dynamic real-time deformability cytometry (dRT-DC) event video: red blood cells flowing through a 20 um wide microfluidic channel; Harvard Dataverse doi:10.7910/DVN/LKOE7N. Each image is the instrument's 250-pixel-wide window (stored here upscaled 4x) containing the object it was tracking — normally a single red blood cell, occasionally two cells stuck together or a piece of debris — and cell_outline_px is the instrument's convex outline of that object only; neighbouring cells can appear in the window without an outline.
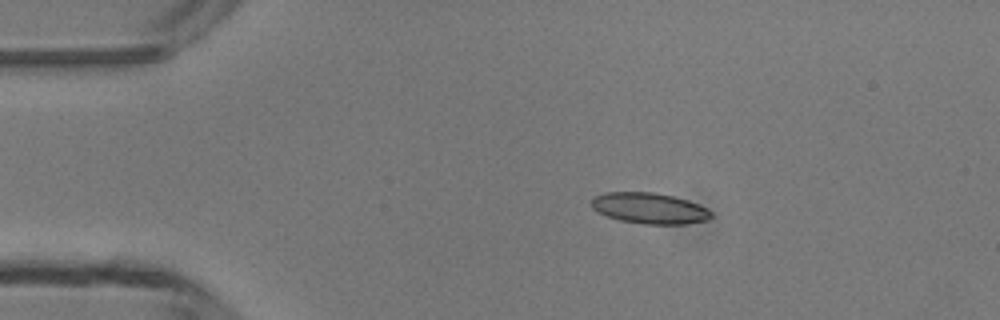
{"species": "common noctule bat (a hibernating species)", "species_latin": "Nyctalus noctula", "temperature_condition": "room temperature", "stored_images_in_passage": 6, "camera_frame_rate_fps": 3000, "um_per_image_px": 0.085, "animal": {"sex": "male", "body_mass_g": 13.3}, "frame": {"image": 1, "passage_image": 3, "time_ms": 2.333, "image_size_px": [1000, 320], "cell_outline_px": [[712, 216], [708, 220], [688, 224], [644, 224], [620, 220], [596, 212], [592, 208], [592, 200], [596, 196], [608, 192], [652, 192], [672, 196], [688, 200], [712, 212]], "centroid_in_image_um": [55.2, 17.71], "position_along_channel_um": 29.8, "area_um2": 21.39}}
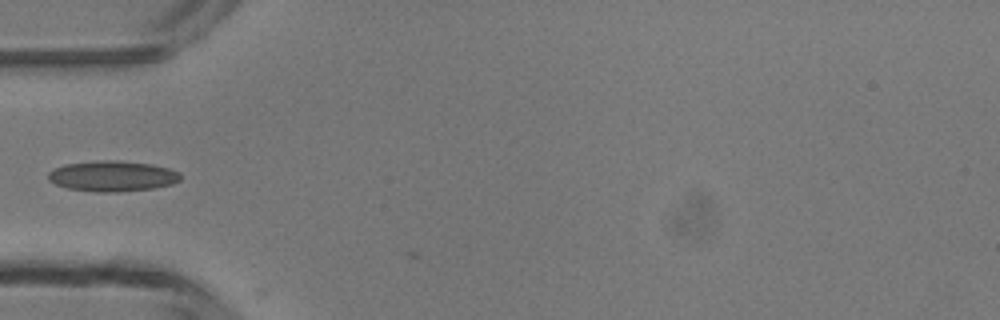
{"frame": {"image": 2, "passage_image": 5, "time_ms": 4.667, "image_size_px": [1000, 320], "cell_outline_px": [[180, 180], [172, 184], [152, 188], [116, 192], [96, 192], [68, 188], [56, 184], [48, 180], [48, 172], [56, 168], [68, 164], [104, 160], [152, 164], [168, 168], [180, 172]], "centroid_in_image_um": [9.57, 14.98], "position_along_channel_um": 75.4, "area_um2": 23.18}}
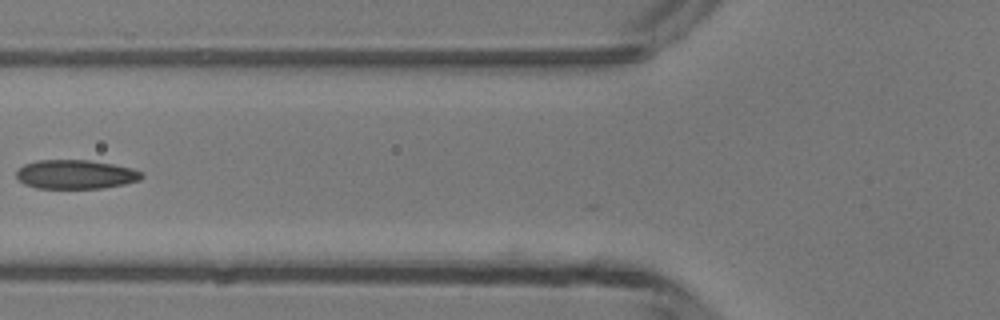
{"frame": {"image": 3, "passage_image": 6, "time_ms": 5.667, "image_size_px": [1000, 320], "cell_outline_px": [[144, 176], [140, 180], [124, 184], [104, 188], [36, 188], [24, 184], [16, 176], [16, 172], [24, 164], [36, 160], [88, 160], [112, 164], [132, 168], [140, 172]], "centroid_in_image_um": [6.42, 14.82], "position_along_channel_um": 119.4, "area_um2": 21.15}}